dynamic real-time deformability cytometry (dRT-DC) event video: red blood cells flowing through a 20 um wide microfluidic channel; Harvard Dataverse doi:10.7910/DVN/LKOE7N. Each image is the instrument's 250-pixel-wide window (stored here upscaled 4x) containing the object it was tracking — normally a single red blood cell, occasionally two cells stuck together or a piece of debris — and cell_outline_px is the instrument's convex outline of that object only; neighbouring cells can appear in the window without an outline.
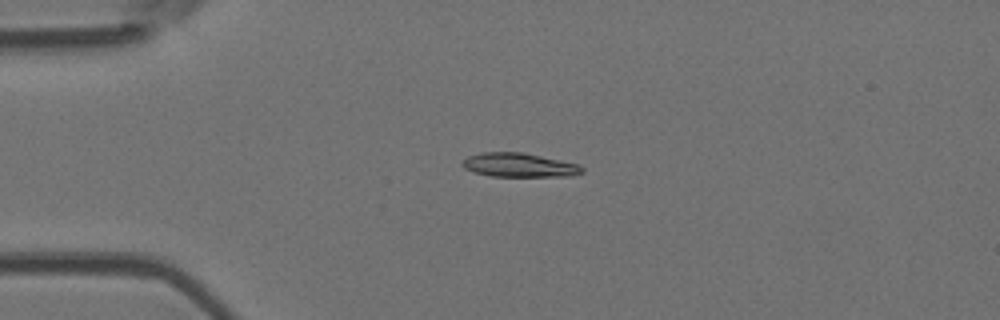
{"species": "Egyptian fruit bat (a non-hibernating species)", "species_latin": "Rousettus aegyptiacus", "temperature_condition": "room temperature", "stored_images_in_passage": 6, "camera_frame_rate_fps": 3000, "um_per_image_px": 0.085, "animal": {"sex": "female"}, "frame": {"image": 1, "passage_image": 2, "time_ms": 2.0, "image_size_px": [1000, 320], "cell_outline_px": [[584, 172], [572, 176], [492, 176], [472, 172], [464, 168], [460, 164], [468, 156], [480, 152], [524, 152], [576, 164], [584, 168]], "centroid_in_image_um": [44.09, 14.03], "position_along_channel_um": 40.9, "area_um2": 16.7}}
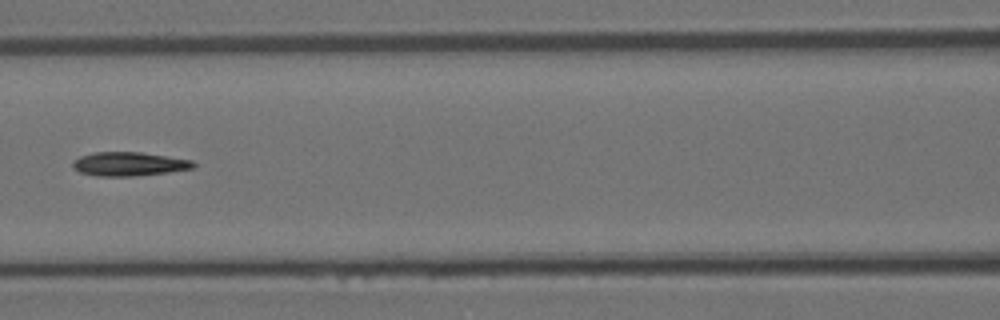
{"frame": {"image": 2, "passage_image": 5, "time_ms": 5.667, "image_size_px": [1000, 320], "cell_outline_px": [[196, 168], [168, 172], [132, 176], [96, 176], [80, 172], [72, 168], [72, 160], [80, 156], [92, 152], [140, 152], [192, 160], [196, 164]], "centroid_in_image_um": [10.94, 13.94], "position_along_channel_um": 155.7, "area_um2": 16.88}}
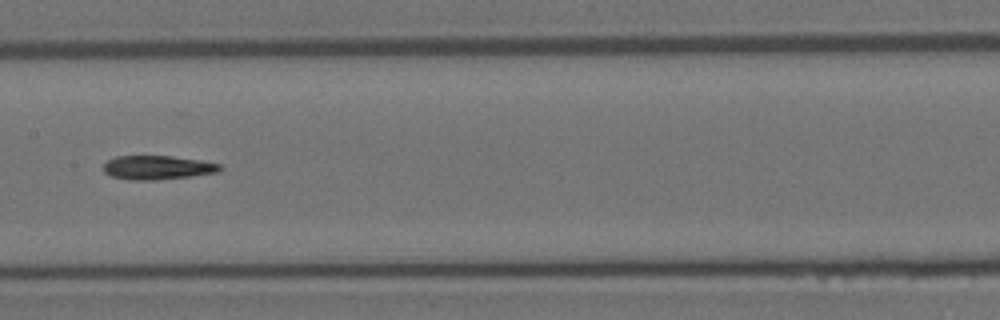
{"frame": {"image": 3, "passage_image": 6, "time_ms": 6.667, "image_size_px": [1000, 320], "cell_outline_px": [[224, 168], [216, 172], [188, 176], [152, 180], [128, 180], [112, 176], [104, 172], [104, 164], [108, 160], [116, 156], [172, 156], [200, 160], [220, 164]], "centroid_in_image_um": [13.37, 14.23], "position_along_channel_um": 194.0, "area_um2": 16.07}}